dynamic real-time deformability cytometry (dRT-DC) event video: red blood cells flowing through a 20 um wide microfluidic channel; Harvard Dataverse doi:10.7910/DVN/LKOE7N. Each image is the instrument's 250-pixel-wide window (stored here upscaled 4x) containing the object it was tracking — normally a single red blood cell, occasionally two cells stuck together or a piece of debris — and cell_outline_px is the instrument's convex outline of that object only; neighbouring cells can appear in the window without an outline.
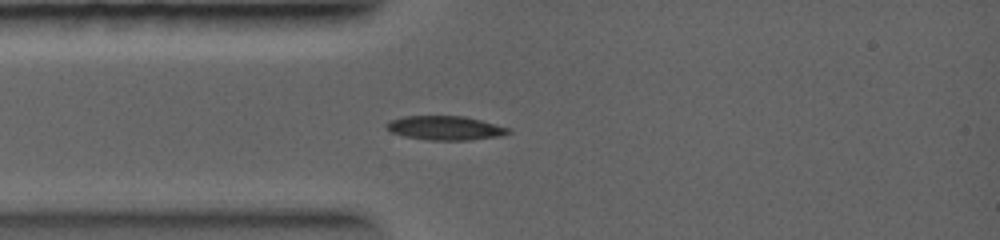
{"species": "common noctule bat (a hibernating species)", "species_latin": "Nyctalus noctula", "temperature_condition": "warm", "stored_images_in_passage": 25, "camera_frame_rate_fps": 5000, "um_per_image_px": 0.085, "animal": {"sex": "female", "body_mass_g": 19.0, "forearm_length_mm": 56.7}, "frame": {"image": 1, "passage_image": 10, "time_ms": 2.0, "image_size_px": [1000, 240], "cell_outline_px": [[512, 132], [500, 136], [468, 140], [428, 140], [404, 136], [392, 132], [384, 128], [384, 124], [392, 120], [404, 116], [464, 116], [512, 128]], "centroid_in_image_um": [37.85, 10.88], "position_along_channel_um": 47.1, "area_um2": 17.17}}